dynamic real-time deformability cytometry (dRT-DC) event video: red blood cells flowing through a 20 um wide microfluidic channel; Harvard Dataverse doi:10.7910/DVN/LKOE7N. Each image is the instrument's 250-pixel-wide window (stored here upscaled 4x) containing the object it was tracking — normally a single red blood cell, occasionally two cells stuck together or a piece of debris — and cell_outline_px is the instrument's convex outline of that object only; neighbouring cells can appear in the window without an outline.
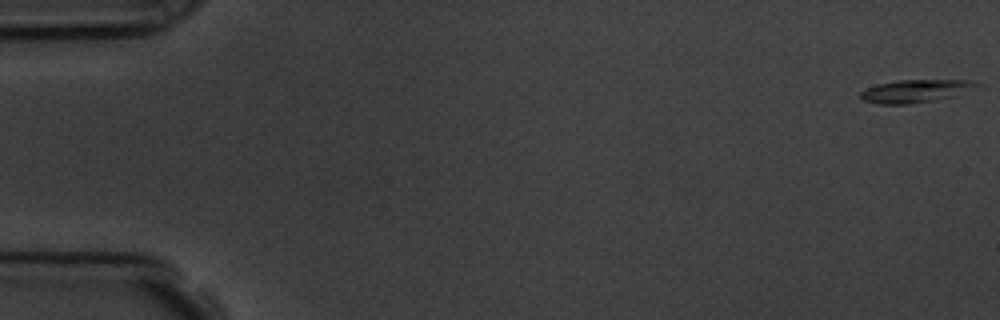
{"species": "common noctule bat (a hibernating species)", "species_latin": "Nyctalus noctula", "temperature_condition": "room temperature", "stored_images_in_passage": 7, "camera_frame_rate_fps": 3000, "um_per_image_px": 0.085, "animal": {"sex": "male", "body_mass_g": 19.5, "forearm_length_mm": 54.6}, "frame": {"image": 1, "passage_image": 1, "time_ms": 0.0, "image_size_px": [1000, 320], "cell_outline_px": [[984, 88], [952, 96], [932, 100], [908, 104], [880, 104], [860, 100], [860, 92], [868, 88], [880, 84], [896, 80], [968, 80], [980, 84]], "centroid_in_image_um": [77.89, 7.73], "position_along_channel_um": 7.1, "area_um2": 15.55}}
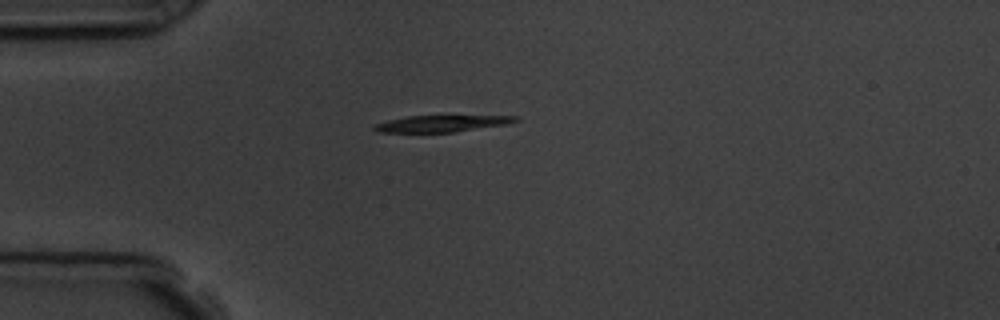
{"frame": {"image": 2, "passage_image": 5, "time_ms": 4.667, "image_size_px": [1000, 320], "cell_outline_px": [[520, 120], [504, 124], [452, 132], [380, 132], [372, 128], [372, 124], [388, 120], [408, 116], [520, 116]], "centroid_in_image_um": [37.47, 10.5], "position_along_channel_um": 47.5, "area_um2": 13.35}}